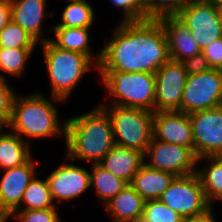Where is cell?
Here are the masks:
<instances>
[{"instance_id":"1","label":"cell","mask_w":222,"mask_h":222,"mask_svg":"<svg viewBox=\"0 0 222 222\" xmlns=\"http://www.w3.org/2000/svg\"><path fill=\"white\" fill-rule=\"evenodd\" d=\"M100 49L98 72L155 74L170 58L159 19L120 21Z\"/></svg>"},{"instance_id":"2","label":"cell","mask_w":222,"mask_h":222,"mask_svg":"<svg viewBox=\"0 0 222 222\" xmlns=\"http://www.w3.org/2000/svg\"><path fill=\"white\" fill-rule=\"evenodd\" d=\"M66 120V160L98 164L115 146L111 119L101 105Z\"/></svg>"},{"instance_id":"3","label":"cell","mask_w":222,"mask_h":222,"mask_svg":"<svg viewBox=\"0 0 222 222\" xmlns=\"http://www.w3.org/2000/svg\"><path fill=\"white\" fill-rule=\"evenodd\" d=\"M54 102H65V100L55 96L49 99L37 91L24 96L17 94L8 129L28 144H31L29 138L41 140L62 136L66 139L67 120L63 119V122L59 120L58 108Z\"/></svg>"},{"instance_id":"4","label":"cell","mask_w":222,"mask_h":222,"mask_svg":"<svg viewBox=\"0 0 222 222\" xmlns=\"http://www.w3.org/2000/svg\"><path fill=\"white\" fill-rule=\"evenodd\" d=\"M39 44L42 47L44 64L49 75L50 96L66 101L83 76L85 77V73L97 69V65L84 54L60 49L50 40Z\"/></svg>"},{"instance_id":"5","label":"cell","mask_w":222,"mask_h":222,"mask_svg":"<svg viewBox=\"0 0 222 222\" xmlns=\"http://www.w3.org/2000/svg\"><path fill=\"white\" fill-rule=\"evenodd\" d=\"M113 106L139 108L155 113V75L148 72H99Z\"/></svg>"},{"instance_id":"6","label":"cell","mask_w":222,"mask_h":222,"mask_svg":"<svg viewBox=\"0 0 222 222\" xmlns=\"http://www.w3.org/2000/svg\"><path fill=\"white\" fill-rule=\"evenodd\" d=\"M105 102L100 105L111 119L115 145L145 154L153 139L154 112L108 105Z\"/></svg>"},{"instance_id":"7","label":"cell","mask_w":222,"mask_h":222,"mask_svg":"<svg viewBox=\"0 0 222 222\" xmlns=\"http://www.w3.org/2000/svg\"><path fill=\"white\" fill-rule=\"evenodd\" d=\"M158 200L184 218L200 217L214 208L206 199L197 173L176 176Z\"/></svg>"},{"instance_id":"8","label":"cell","mask_w":222,"mask_h":222,"mask_svg":"<svg viewBox=\"0 0 222 222\" xmlns=\"http://www.w3.org/2000/svg\"><path fill=\"white\" fill-rule=\"evenodd\" d=\"M222 105V70L189 75L183 89L181 112L186 114Z\"/></svg>"},{"instance_id":"9","label":"cell","mask_w":222,"mask_h":222,"mask_svg":"<svg viewBox=\"0 0 222 222\" xmlns=\"http://www.w3.org/2000/svg\"><path fill=\"white\" fill-rule=\"evenodd\" d=\"M220 10V7L206 1L188 2L175 17L191 31L203 51L222 37Z\"/></svg>"},{"instance_id":"10","label":"cell","mask_w":222,"mask_h":222,"mask_svg":"<svg viewBox=\"0 0 222 222\" xmlns=\"http://www.w3.org/2000/svg\"><path fill=\"white\" fill-rule=\"evenodd\" d=\"M148 158V161L146 160ZM198 158L194 150L177 144L152 139L144 154V163L149 167L185 176L196 173Z\"/></svg>"},{"instance_id":"11","label":"cell","mask_w":222,"mask_h":222,"mask_svg":"<svg viewBox=\"0 0 222 222\" xmlns=\"http://www.w3.org/2000/svg\"><path fill=\"white\" fill-rule=\"evenodd\" d=\"M197 158L222 154V105L189 113Z\"/></svg>"},{"instance_id":"12","label":"cell","mask_w":222,"mask_h":222,"mask_svg":"<svg viewBox=\"0 0 222 222\" xmlns=\"http://www.w3.org/2000/svg\"><path fill=\"white\" fill-rule=\"evenodd\" d=\"M154 75L156 79L155 112H181V99L188 77L183 64L169 59Z\"/></svg>"},{"instance_id":"13","label":"cell","mask_w":222,"mask_h":222,"mask_svg":"<svg viewBox=\"0 0 222 222\" xmlns=\"http://www.w3.org/2000/svg\"><path fill=\"white\" fill-rule=\"evenodd\" d=\"M46 179L55 204L74 200L91 188L90 171L75 165L74 161L60 164Z\"/></svg>"},{"instance_id":"14","label":"cell","mask_w":222,"mask_h":222,"mask_svg":"<svg viewBox=\"0 0 222 222\" xmlns=\"http://www.w3.org/2000/svg\"><path fill=\"white\" fill-rule=\"evenodd\" d=\"M32 156L25 164L6 169L0 178V210L11 214L20 206L23 193L38 173Z\"/></svg>"},{"instance_id":"15","label":"cell","mask_w":222,"mask_h":222,"mask_svg":"<svg viewBox=\"0 0 222 222\" xmlns=\"http://www.w3.org/2000/svg\"><path fill=\"white\" fill-rule=\"evenodd\" d=\"M153 138L194 150L192 125L189 114L180 111L154 113Z\"/></svg>"},{"instance_id":"16","label":"cell","mask_w":222,"mask_h":222,"mask_svg":"<svg viewBox=\"0 0 222 222\" xmlns=\"http://www.w3.org/2000/svg\"><path fill=\"white\" fill-rule=\"evenodd\" d=\"M47 0H10L11 20L20 25L38 42H46L51 38L43 36V21L47 17H52V13L47 12Z\"/></svg>"},{"instance_id":"17","label":"cell","mask_w":222,"mask_h":222,"mask_svg":"<svg viewBox=\"0 0 222 222\" xmlns=\"http://www.w3.org/2000/svg\"><path fill=\"white\" fill-rule=\"evenodd\" d=\"M159 20L167 38L171 60L182 62L202 52L191 31L175 16H164Z\"/></svg>"},{"instance_id":"18","label":"cell","mask_w":222,"mask_h":222,"mask_svg":"<svg viewBox=\"0 0 222 222\" xmlns=\"http://www.w3.org/2000/svg\"><path fill=\"white\" fill-rule=\"evenodd\" d=\"M143 163L140 151L115 145L98 164L130 184Z\"/></svg>"},{"instance_id":"19","label":"cell","mask_w":222,"mask_h":222,"mask_svg":"<svg viewBox=\"0 0 222 222\" xmlns=\"http://www.w3.org/2000/svg\"><path fill=\"white\" fill-rule=\"evenodd\" d=\"M145 200L130 185H126L103 207L113 222H133L143 216Z\"/></svg>"},{"instance_id":"20","label":"cell","mask_w":222,"mask_h":222,"mask_svg":"<svg viewBox=\"0 0 222 222\" xmlns=\"http://www.w3.org/2000/svg\"><path fill=\"white\" fill-rule=\"evenodd\" d=\"M176 175L149 167L143 163L132 178L130 185L145 201L159 199Z\"/></svg>"},{"instance_id":"21","label":"cell","mask_w":222,"mask_h":222,"mask_svg":"<svg viewBox=\"0 0 222 222\" xmlns=\"http://www.w3.org/2000/svg\"><path fill=\"white\" fill-rule=\"evenodd\" d=\"M91 28L53 27L55 37L50 41L60 49L78 52L88 56L96 65L100 61V51L94 56L90 42ZM91 43V44H90Z\"/></svg>"},{"instance_id":"22","label":"cell","mask_w":222,"mask_h":222,"mask_svg":"<svg viewBox=\"0 0 222 222\" xmlns=\"http://www.w3.org/2000/svg\"><path fill=\"white\" fill-rule=\"evenodd\" d=\"M31 146L11 130L0 134V169L6 170L25 164L31 157Z\"/></svg>"},{"instance_id":"23","label":"cell","mask_w":222,"mask_h":222,"mask_svg":"<svg viewBox=\"0 0 222 222\" xmlns=\"http://www.w3.org/2000/svg\"><path fill=\"white\" fill-rule=\"evenodd\" d=\"M205 158V159H204ZM208 162L201 168L197 167V175L201 181L207 201L212 205L213 202H222V163L216 157L198 158L200 161Z\"/></svg>"},{"instance_id":"24","label":"cell","mask_w":222,"mask_h":222,"mask_svg":"<svg viewBox=\"0 0 222 222\" xmlns=\"http://www.w3.org/2000/svg\"><path fill=\"white\" fill-rule=\"evenodd\" d=\"M90 187H94L97 198L104 206L114 198L128 183L116 177L99 164H90Z\"/></svg>"},{"instance_id":"25","label":"cell","mask_w":222,"mask_h":222,"mask_svg":"<svg viewBox=\"0 0 222 222\" xmlns=\"http://www.w3.org/2000/svg\"><path fill=\"white\" fill-rule=\"evenodd\" d=\"M89 1H69L61 13V20L54 27L92 28L95 13Z\"/></svg>"},{"instance_id":"26","label":"cell","mask_w":222,"mask_h":222,"mask_svg":"<svg viewBox=\"0 0 222 222\" xmlns=\"http://www.w3.org/2000/svg\"><path fill=\"white\" fill-rule=\"evenodd\" d=\"M38 175L40 173L36 174L28 184L23 193L21 204L16 210L47 209L58 206L52 199L47 179L42 180L37 177Z\"/></svg>"},{"instance_id":"27","label":"cell","mask_w":222,"mask_h":222,"mask_svg":"<svg viewBox=\"0 0 222 222\" xmlns=\"http://www.w3.org/2000/svg\"><path fill=\"white\" fill-rule=\"evenodd\" d=\"M34 51L35 49L0 48V77L7 78L8 75L22 77L26 63ZM5 75L7 76L4 77Z\"/></svg>"},{"instance_id":"28","label":"cell","mask_w":222,"mask_h":222,"mask_svg":"<svg viewBox=\"0 0 222 222\" xmlns=\"http://www.w3.org/2000/svg\"><path fill=\"white\" fill-rule=\"evenodd\" d=\"M39 43L12 20L0 32V48L35 49Z\"/></svg>"},{"instance_id":"29","label":"cell","mask_w":222,"mask_h":222,"mask_svg":"<svg viewBox=\"0 0 222 222\" xmlns=\"http://www.w3.org/2000/svg\"><path fill=\"white\" fill-rule=\"evenodd\" d=\"M145 17L159 19L164 16H175L188 0H142Z\"/></svg>"},{"instance_id":"30","label":"cell","mask_w":222,"mask_h":222,"mask_svg":"<svg viewBox=\"0 0 222 222\" xmlns=\"http://www.w3.org/2000/svg\"><path fill=\"white\" fill-rule=\"evenodd\" d=\"M143 217L150 222H182L184 220V217L158 199L145 201Z\"/></svg>"},{"instance_id":"31","label":"cell","mask_w":222,"mask_h":222,"mask_svg":"<svg viewBox=\"0 0 222 222\" xmlns=\"http://www.w3.org/2000/svg\"><path fill=\"white\" fill-rule=\"evenodd\" d=\"M57 209V207H52L47 209L15 210L11 214V218H14L16 222H61Z\"/></svg>"},{"instance_id":"32","label":"cell","mask_w":222,"mask_h":222,"mask_svg":"<svg viewBox=\"0 0 222 222\" xmlns=\"http://www.w3.org/2000/svg\"><path fill=\"white\" fill-rule=\"evenodd\" d=\"M9 85L5 78L0 77V118L8 125L13 115V104L17 95L14 88Z\"/></svg>"},{"instance_id":"33","label":"cell","mask_w":222,"mask_h":222,"mask_svg":"<svg viewBox=\"0 0 222 222\" xmlns=\"http://www.w3.org/2000/svg\"><path fill=\"white\" fill-rule=\"evenodd\" d=\"M112 5L123 11L124 15L120 21H140L145 17L142 0H109Z\"/></svg>"},{"instance_id":"34","label":"cell","mask_w":222,"mask_h":222,"mask_svg":"<svg viewBox=\"0 0 222 222\" xmlns=\"http://www.w3.org/2000/svg\"><path fill=\"white\" fill-rule=\"evenodd\" d=\"M181 63L188 76L197 75L212 69L202 52L182 61Z\"/></svg>"},{"instance_id":"35","label":"cell","mask_w":222,"mask_h":222,"mask_svg":"<svg viewBox=\"0 0 222 222\" xmlns=\"http://www.w3.org/2000/svg\"><path fill=\"white\" fill-rule=\"evenodd\" d=\"M202 53L212 69L222 70V37L207 46Z\"/></svg>"},{"instance_id":"36","label":"cell","mask_w":222,"mask_h":222,"mask_svg":"<svg viewBox=\"0 0 222 222\" xmlns=\"http://www.w3.org/2000/svg\"><path fill=\"white\" fill-rule=\"evenodd\" d=\"M11 21L10 0H0V32Z\"/></svg>"},{"instance_id":"37","label":"cell","mask_w":222,"mask_h":222,"mask_svg":"<svg viewBox=\"0 0 222 222\" xmlns=\"http://www.w3.org/2000/svg\"><path fill=\"white\" fill-rule=\"evenodd\" d=\"M214 212H213V209L203 215V216H200V217H196V218H184V220L182 222H217L216 221V218L214 216L216 215H213Z\"/></svg>"},{"instance_id":"38","label":"cell","mask_w":222,"mask_h":222,"mask_svg":"<svg viewBox=\"0 0 222 222\" xmlns=\"http://www.w3.org/2000/svg\"><path fill=\"white\" fill-rule=\"evenodd\" d=\"M11 218V213L5 210H0V222H8Z\"/></svg>"},{"instance_id":"39","label":"cell","mask_w":222,"mask_h":222,"mask_svg":"<svg viewBox=\"0 0 222 222\" xmlns=\"http://www.w3.org/2000/svg\"><path fill=\"white\" fill-rule=\"evenodd\" d=\"M5 127L8 128L9 125L2 118H0V134L5 132L3 131Z\"/></svg>"},{"instance_id":"40","label":"cell","mask_w":222,"mask_h":222,"mask_svg":"<svg viewBox=\"0 0 222 222\" xmlns=\"http://www.w3.org/2000/svg\"><path fill=\"white\" fill-rule=\"evenodd\" d=\"M206 2L212 3L215 6L222 8V0H207Z\"/></svg>"},{"instance_id":"41","label":"cell","mask_w":222,"mask_h":222,"mask_svg":"<svg viewBox=\"0 0 222 222\" xmlns=\"http://www.w3.org/2000/svg\"><path fill=\"white\" fill-rule=\"evenodd\" d=\"M133 222H150V221L145 219L143 216H141L136 221H133Z\"/></svg>"},{"instance_id":"42","label":"cell","mask_w":222,"mask_h":222,"mask_svg":"<svg viewBox=\"0 0 222 222\" xmlns=\"http://www.w3.org/2000/svg\"><path fill=\"white\" fill-rule=\"evenodd\" d=\"M220 24H221V29H222V8L220 10Z\"/></svg>"},{"instance_id":"43","label":"cell","mask_w":222,"mask_h":222,"mask_svg":"<svg viewBox=\"0 0 222 222\" xmlns=\"http://www.w3.org/2000/svg\"><path fill=\"white\" fill-rule=\"evenodd\" d=\"M222 163V154L215 156Z\"/></svg>"},{"instance_id":"44","label":"cell","mask_w":222,"mask_h":222,"mask_svg":"<svg viewBox=\"0 0 222 222\" xmlns=\"http://www.w3.org/2000/svg\"><path fill=\"white\" fill-rule=\"evenodd\" d=\"M189 2H201V1H207V0H188Z\"/></svg>"},{"instance_id":"45","label":"cell","mask_w":222,"mask_h":222,"mask_svg":"<svg viewBox=\"0 0 222 222\" xmlns=\"http://www.w3.org/2000/svg\"><path fill=\"white\" fill-rule=\"evenodd\" d=\"M66 1H85V0H66Z\"/></svg>"}]
</instances>
